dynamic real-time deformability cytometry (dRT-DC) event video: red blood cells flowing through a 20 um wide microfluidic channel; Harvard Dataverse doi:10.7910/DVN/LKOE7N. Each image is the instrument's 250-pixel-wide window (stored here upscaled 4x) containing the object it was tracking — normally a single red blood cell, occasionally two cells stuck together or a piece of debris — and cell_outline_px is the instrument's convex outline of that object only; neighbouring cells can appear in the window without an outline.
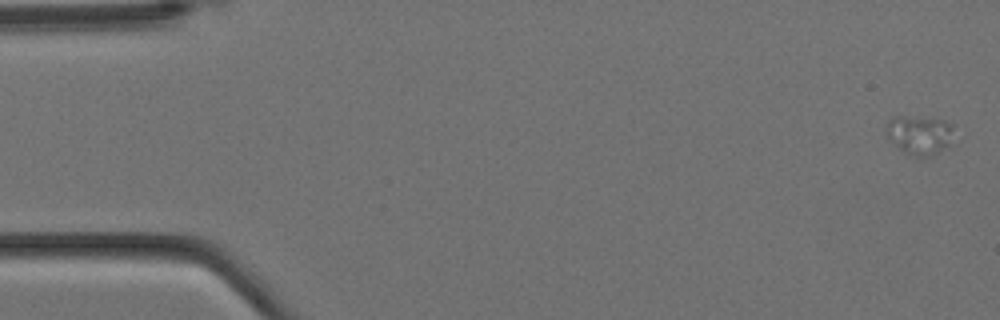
{"species": "Egyptian fruit bat (a non-hibernating species)", "species_latin": "Rousettus aegyptiacus", "temperature_condition": "cold", "stored_images_in_passage": 7, "camera_frame_rate_fps": 3000, "um_per_image_px": 0.085, "animal": {"sex": "female"}, "frame": {"image": 1, "passage_image": 1, "time_ms": 0.0, "image_size_px": [1000, 320], "cell_outline_px": [[956, 124], [948, 144], [936, 152], [928, 156], [916, 156], [900, 148], [888, 136], [888, 120], [892, 116], [908, 116], [944, 120]], "centroid_in_image_um": [78.2, 11.4], "position_along_channel_um": 6.8, "area_um2": 14.8}}
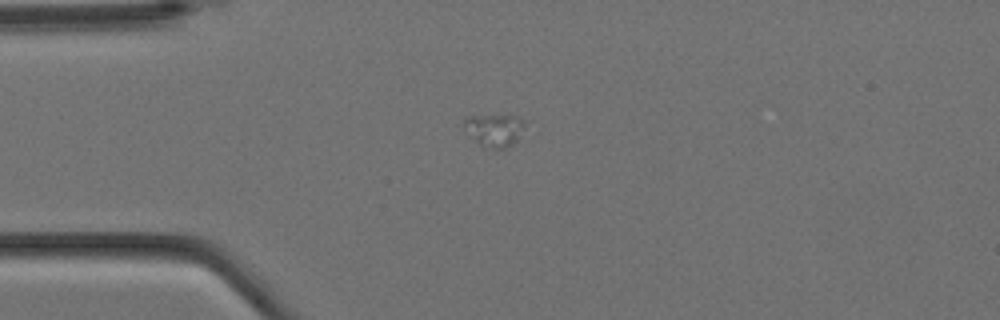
{"frame": {"image": 2, "passage_image": 5, "time_ms": 1.333, "image_size_px": [1000, 320], "cell_outline_px": [[528, 120], [524, 128], [516, 140], [508, 148], [484, 148], [476, 140], [464, 124], [464, 116], [516, 116]], "centroid_in_image_um": [42.1, 11.04], "position_along_channel_um": 42.9, "area_um2": 11.27}}